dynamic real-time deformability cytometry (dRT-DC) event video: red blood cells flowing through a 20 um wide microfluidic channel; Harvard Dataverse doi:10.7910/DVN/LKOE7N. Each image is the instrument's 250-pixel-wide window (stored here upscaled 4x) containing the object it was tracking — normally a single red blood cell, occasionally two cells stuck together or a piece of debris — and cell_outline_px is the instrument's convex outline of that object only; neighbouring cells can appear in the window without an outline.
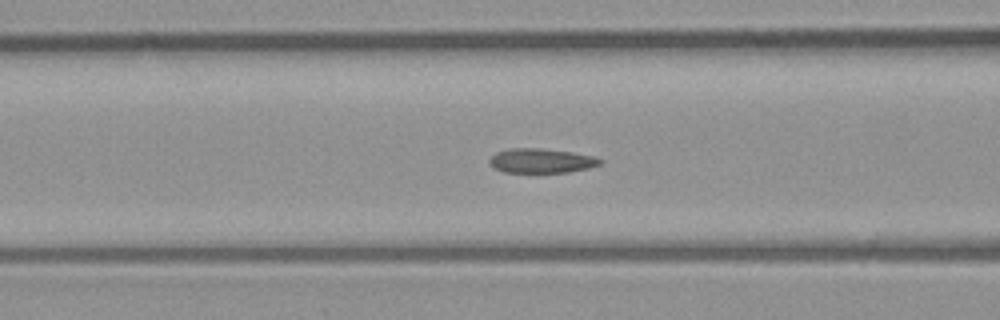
{"species": "common noctule bat (a hibernating species)", "species_latin": "Nyctalus noctula", "temperature_condition": "room temperature", "stored_images_in_passage": 44, "camera_frame_rate_fps": 3000, "um_per_image_px": 0.085, "animal": {"sex": "male", "body_mass_g": 23.1, "forearm_length_mm": 52.7}, "frame": {"image": 1, "passage_image": 21, "time_ms": 6.667, "image_size_px": [1000, 320], "cell_outline_px": [[604, 160], [600, 164], [588, 168], [568, 172], [504, 172], [488, 164], [488, 160], [496, 152], [508, 148], [540, 148], [572, 152], [596, 156]], "centroid_in_image_um": [46.02, 13.65], "position_along_channel_um": 120.6, "area_um2": 15.84}}
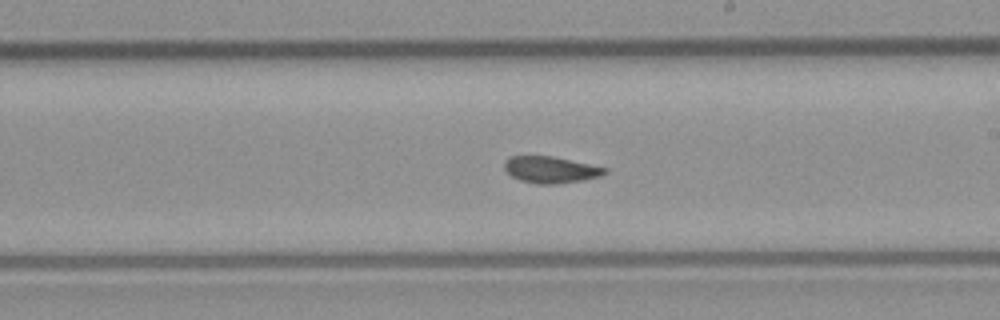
{"frame": {"image": 2, "passage_image": 30, "time_ms": 9.667, "image_size_px": [1000, 320], "cell_outline_px": [[608, 172], [600, 176], [584, 180], [556, 184], [536, 184], [520, 180], [512, 176], [504, 168], [504, 160], [508, 156], [552, 156], [608, 168]], "centroid_in_image_um": [46.8, 14.42], "position_along_channel_um": 242.2, "area_um2": 15.61}}
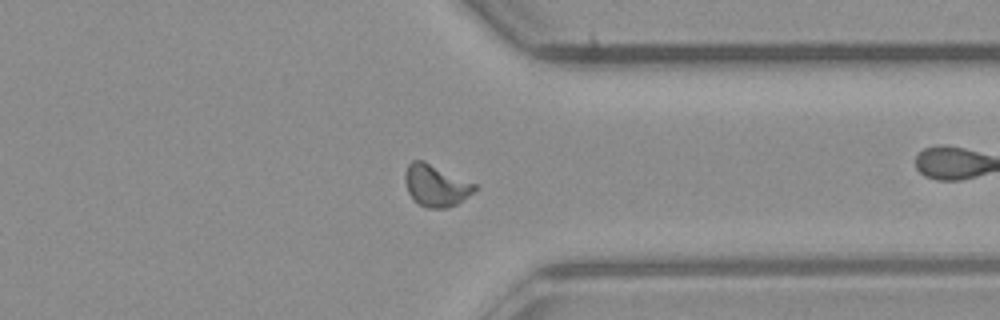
{"frame": {"image": 3, "passage_image": 40, "time_ms": 13.0, "image_size_px": [1000, 320], "cell_outline_px": [[480, 188], [456, 204], [444, 208], [424, 208], [412, 200], [408, 192], [404, 180], [404, 172], [408, 164], [412, 160], [424, 160], [476, 184]], "centroid_in_image_um": [37.03, 15.76], "position_along_channel_um": 374.4, "area_um2": 17.22}, "authors_computed_cell_mechanics": {"area_um2": 16.3574, "velocity_mm_per_s": 4.059, "shape_relaxation_time_tau1_ms": null, "shape_relaxation_time_tau2_ms": 1.9496, "deformation_change_tau1": null, "deformation_change_tau2": 0.0636}}